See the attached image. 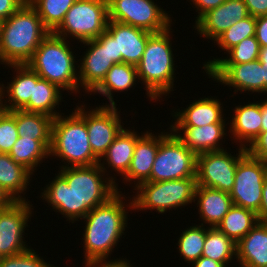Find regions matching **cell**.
<instances>
[{
	"label": "cell",
	"mask_w": 267,
	"mask_h": 267,
	"mask_svg": "<svg viewBox=\"0 0 267 267\" xmlns=\"http://www.w3.org/2000/svg\"><path fill=\"white\" fill-rule=\"evenodd\" d=\"M261 116H262L261 127H267V99H265L263 102L261 101Z\"/></svg>",
	"instance_id": "51"
},
{
	"label": "cell",
	"mask_w": 267,
	"mask_h": 267,
	"mask_svg": "<svg viewBox=\"0 0 267 267\" xmlns=\"http://www.w3.org/2000/svg\"><path fill=\"white\" fill-rule=\"evenodd\" d=\"M138 80L136 66L127 63L114 64L109 69L102 82L91 93L95 94L98 92L106 96L110 104L105 105L113 106L116 105L113 93L128 91Z\"/></svg>",
	"instance_id": "28"
},
{
	"label": "cell",
	"mask_w": 267,
	"mask_h": 267,
	"mask_svg": "<svg viewBox=\"0 0 267 267\" xmlns=\"http://www.w3.org/2000/svg\"><path fill=\"white\" fill-rule=\"evenodd\" d=\"M219 99L213 97L200 98L193 101L184 110L174 112L173 116L176 118L173 125L170 127H200L210 124H225L223 119V106H221Z\"/></svg>",
	"instance_id": "21"
},
{
	"label": "cell",
	"mask_w": 267,
	"mask_h": 267,
	"mask_svg": "<svg viewBox=\"0 0 267 267\" xmlns=\"http://www.w3.org/2000/svg\"><path fill=\"white\" fill-rule=\"evenodd\" d=\"M166 133V134H165ZM197 155L172 131L159 134V148L147 181L162 182L196 177Z\"/></svg>",
	"instance_id": "9"
},
{
	"label": "cell",
	"mask_w": 267,
	"mask_h": 267,
	"mask_svg": "<svg viewBox=\"0 0 267 267\" xmlns=\"http://www.w3.org/2000/svg\"><path fill=\"white\" fill-rule=\"evenodd\" d=\"M256 17L251 15L246 18L233 23L224 33H222L216 40V44L222 50L233 48L245 38L255 36Z\"/></svg>",
	"instance_id": "37"
},
{
	"label": "cell",
	"mask_w": 267,
	"mask_h": 267,
	"mask_svg": "<svg viewBox=\"0 0 267 267\" xmlns=\"http://www.w3.org/2000/svg\"><path fill=\"white\" fill-rule=\"evenodd\" d=\"M248 12L253 17L267 15V0H243Z\"/></svg>",
	"instance_id": "45"
},
{
	"label": "cell",
	"mask_w": 267,
	"mask_h": 267,
	"mask_svg": "<svg viewBox=\"0 0 267 267\" xmlns=\"http://www.w3.org/2000/svg\"><path fill=\"white\" fill-rule=\"evenodd\" d=\"M18 137L16 110L0 109V153L9 154Z\"/></svg>",
	"instance_id": "38"
},
{
	"label": "cell",
	"mask_w": 267,
	"mask_h": 267,
	"mask_svg": "<svg viewBox=\"0 0 267 267\" xmlns=\"http://www.w3.org/2000/svg\"><path fill=\"white\" fill-rule=\"evenodd\" d=\"M206 228L203 223L183 230L178 239L179 253L185 262L193 263L203 254Z\"/></svg>",
	"instance_id": "36"
},
{
	"label": "cell",
	"mask_w": 267,
	"mask_h": 267,
	"mask_svg": "<svg viewBox=\"0 0 267 267\" xmlns=\"http://www.w3.org/2000/svg\"><path fill=\"white\" fill-rule=\"evenodd\" d=\"M106 30L116 40L117 64L137 66L141 61L148 39L154 34L144 29L108 20Z\"/></svg>",
	"instance_id": "17"
},
{
	"label": "cell",
	"mask_w": 267,
	"mask_h": 267,
	"mask_svg": "<svg viewBox=\"0 0 267 267\" xmlns=\"http://www.w3.org/2000/svg\"><path fill=\"white\" fill-rule=\"evenodd\" d=\"M255 37L260 48L267 47V15L256 17Z\"/></svg>",
	"instance_id": "44"
},
{
	"label": "cell",
	"mask_w": 267,
	"mask_h": 267,
	"mask_svg": "<svg viewBox=\"0 0 267 267\" xmlns=\"http://www.w3.org/2000/svg\"><path fill=\"white\" fill-rule=\"evenodd\" d=\"M108 19L152 33L171 27L172 19L153 0H107Z\"/></svg>",
	"instance_id": "10"
},
{
	"label": "cell",
	"mask_w": 267,
	"mask_h": 267,
	"mask_svg": "<svg viewBox=\"0 0 267 267\" xmlns=\"http://www.w3.org/2000/svg\"><path fill=\"white\" fill-rule=\"evenodd\" d=\"M27 0H0V20H6L14 14Z\"/></svg>",
	"instance_id": "41"
},
{
	"label": "cell",
	"mask_w": 267,
	"mask_h": 267,
	"mask_svg": "<svg viewBox=\"0 0 267 267\" xmlns=\"http://www.w3.org/2000/svg\"><path fill=\"white\" fill-rule=\"evenodd\" d=\"M227 124H210L194 127H169L174 135L196 155L225 150L221 140L227 135L225 126ZM182 130V131H181ZM180 131V132H179ZM183 134H180L182 133ZM221 143V144H220Z\"/></svg>",
	"instance_id": "20"
},
{
	"label": "cell",
	"mask_w": 267,
	"mask_h": 267,
	"mask_svg": "<svg viewBox=\"0 0 267 267\" xmlns=\"http://www.w3.org/2000/svg\"><path fill=\"white\" fill-rule=\"evenodd\" d=\"M82 43L89 47L77 66L79 86L88 94L102 82L114 63L110 61L107 45H101L97 39Z\"/></svg>",
	"instance_id": "18"
},
{
	"label": "cell",
	"mask_w": 267,
	"mask_h": 267,
	"mask_svg": "<svg viewBox=\"0 0 267 267\" xmlns=\"http://www.w3.org/2000/svg\"><path fill=\"white\" fill-rule=\"evenodd\" d=\"M75 52L65 38L50 32L39 44L27 65L38 76L56 84L61 91L77 93L79 89L78 69ZM77 71V72H76Z\"/></svg>",
	"instance_id": "4"
},
{
	"label": "cell",
	"mask_w": 267,
	"mask_h": 267,
	"mask_svg": "<svg viewBox=\"0 0 267 267\" xmlns=\"http://www.w3.org/2000/svg\"><path fill=\"white\" fill-rule=\"evenodd\" d=\"M202 256L227 267L228 263H232L233 258H237L236 243L216 227H207Z\"/></svg>",
	"instance_id": "32"
},
{
	"label": "cell",
	"mask_w": 267,
	"mask_h": 267,
	"mask_svg": "<svg viewBox=\"0 0 267 267\" xmlns=\"http://www.w3.org/2000/svg\"><path fill=\"white\" fill-rule=\"evenodd\" d=\"M171 30L169 27L148 39L141 61L136 66L138 78L145 84L146 95L151 101H158L161 96L174 91L175 61L170 41Z\"/></svg>",
	"instance_id": "5"
},
{
	"label": "cell",
	"mask_w": 267,
	"mask_h": 267,
	"mask_svg": "<svg viewBox=\"0 0 267 267\" xmlns=\"http://www.w3.org/2000/svg\"><path fill=\"white\" fill-rule=\"evenodd\" d=\"M107 259H94V260H87L85 262V267H132L129 263V260L122 258L121 259H114L108 260Z\"/></svg>",
	"instance_id": "43"
},
{
	"label": "cell",
	"mask_w": 267,
	"mask_h": 267,
	"mask_svg": "<svg viewBox=\"0 0 267 267\" xmlns=\"http://www.w3.org/2000/svg\"><path fill=\"white\" fill-rule=\"evenodd\" d=\"M31 207L28 200L13 201L8 207L0 209V251L4 256L18 255L30 249L23 235L32 216Z\"/></svg>",
	"instance_id": "14"
},
{
	"label": "cell",
	"mask_w": 267,
	"mask_h": 267,
	"mask_svg": "<svg viewBox=\"0 0 267 267\" xmlns=\"http://www.w3.org/2000/svg\"><path fill=\"white\" fill-rule=\"evenodd\" d=\"M264 79V94H267V47L260 48L259 59Z\"/></svg>",
	"instance_id": "48"
},
{
	"label": "cell",
	"mask_w": 267,
	"mask_h": 267,
	"mask_svg": "<svg viewBox=\"0 0 267 267\" xmlns=\"http://www.w3.org/2000/svg\"><path fill=\"white\" fill-rule=\"evenodd\" d=\"M0 267H52V265L45 262L34 249L30 248L18 255L4 256L0 260Z\"/></svg>",
	"instance_id": "39"
},
{
	"label": "cell",
	"mask_w": 267,
	"mask_h": 267,
	"mask_svg": "<svg viewBox=\"0 0 267 267\" xmlns=\"http://www.w3.org/2000/svg\"><path fill=\"white\" fill-rule=\"evenodd\" d=\"M13 200L9 195L0 187V209L8 207Z\"/></svg>",
	"instance_id": "50"
},
{
	"label": "cell",
	"mask_w": 267,
	"mask_h": 267,
	"mask_svg": "<svg viewBox=\"0 0 267 267\" xmlns=\"http://www.w3.org/2000/svg\"><path fill=\"white\" fill-rule=\"evenodd\" d=\"M227 58H217L208 60L203 64V69L207 72L213 65H235L249 63L259 59L260 45L255 36L245 38L239 44L227 51Z\"/></svg>",
	"instance_id": "35"
},
{
	"label": "cell",
	"mask_w": 267,
	"mask_h": 267,
	"mask_svg": "<svg viewBox=\"0 0 267 267\" xmlns=\"http://www.w3.org/2000/svg\"><path fill=\"white\" fill-rule=\"evenodd\" d=\"M267 163L246 152L238 161L229 195L234 205L259 212Z\"/></svg>",
	"instance_id": "11"
},
{
	"label": "cell",
	"mask_w": 267,
	"mask_h": 267,
	"mask_svg": "<svg viewBox=\"0 0 267 267\" xmlns=\"http://www.w3.org/2000/svg\"><path fill=\"white\" fill-rule=\"evenodd\" d=\"M50 156L65 160L64 164L69 162L61 168L99 163L88 141L86 122L75 110L69 116L58 115L53 119Z\"/></svg>",
	"instance_id": "6"
},
{
	"label": "cell",
	"mask_w": 267,
	"mask_h": 267,
	"mask_svg": "<svg viewBox=\"0 0 267 267\" xmlns=\"http://www.w3.org/2000/svg\"><path fill=\"white\" fill-rule=\"evenodd\" d=\"M257 222L254 211L233 204L216 228L238 243Z\"/></svg>",
	"instance_id": "31"
},
{
	"label": "cell",
	"mask_w": 267,
	"mask_h": 267,
	"mask_svg": "<svg viewBox=\"0 0 267 267\" xmlns=\"http://www.w3.org/2000/svg\"><path fill=\"white\" fill-rule=\"evenodd\" d=\"M238 150L236 157L226 152V150L198 154L196 166L197 186L214 188L230 193L234 185L238 161L247 152L246 148L240 146Z\"/></svg>",
	"instance_id": "12"
},
{
	"label": "cell",
	"mask_w": 267,
	"mask_h": 267,
	"mask_svg": "<svg viewBox=\"0 0 267 267\" xmlns=\"http://www.w3.org/2000/svg\"><path fill=\"white\" fill-rule=\"evenodd\" d=\"M117 105H102L94 109L85 110V104L77 106L75 111L85 120L88 141L93 154L100 159L124 129L121 124L120 112ZM87 111V112H86ZM119 113V114H118Z\"/></svg>",
	"instance_id": "13"
},
{
	"label": "cell",
	"mask_w": 267,
	"mask_h": 267,
	"mask_svg": "<svg viewBox=\"0 0 267 267\" xmlns=\"http://www.w3.org/2000/svg\"><path fill=\"white\" fill-rule=\"evenodd\" d=\"M230 133L231 138L239 140L240 147L248 148L261 134L262 116L261 102L249 103L245 106L234 107ZM243 143V144H242ZM249 143V145H248ZM247 146V147H246Z\"/></svg>",
	"instance_id": "24"
},
{
	"label": "cell",
	"mask_w": 267,
	"mask_h": 267,
	"mask_svg": "<svg viewBox=\"0 0 267 267\" xmlns=\"http://www.w3.org/2000/svg\"><path fill=\"white\" fill-rule=\"evenodd\" d=\"M158 148L159 135H154L148 131L143 133L136 141L131 165L123 176L126 183L134 181V184L136 183L134 187H137L150 178Z\"/></svg>",
	"instance_id": "22"
},
{
	"label": "cell",
	"mask_w": 267,
	"mask_h": 267,
	"mask_svg": "<svg viewBox=\"0 0 267 267\" xmlns=\"http://www.w3.org/2000/svg\"><path fill=\"white\" fill-rule=\"evenodd\" d=\"M191 267H225L222 263L214 261L213 259L201 256L194 261Z\"/></svg>",
	"instance_id": "49"
},
{
	"label": "cell",
	"mask_w": 267,
	"mask_h": 267,
	"mask_svg": "<svg viewBox=\"0 0 267 267\" xmlns=\"http://www.w3.org/2000/svg\"><path fill=\"white\" fill-rule=\"evenodd\" d=\"M240 267H263L267 265V224L256 225L236 243Z\"/></svg>",
	"instance_id": "23"
},
{
	"label": "cell",
	"mask_w": 267,
	"mask_h": 267,
	"mask_svg": "<svg viewBox=\"0 0 267 267\" xmlns=\"http://www.w3.org/2000/svg\"><path fill=\"white\" fill-rule=\"evenodd\" d=\"M243 0H226L195 21V29L204 38L215 41L233 23L249 16Z\"/></svg>",
	"instance_id": "16"
},
{
	"label": "cell",
	"mask_w": 267,
	"mask_h": 267,
	"mask_svg": "<svg viewBox=\"0 0 267 267\" xmlns=\"http://www.w3.org/2000/svg\"><path fill=\"white\" fill-rule=\"evenodd\" d=\"M53 118L41 113L16 110L18 136L34 140H51Z\"/></svg>",
	"instance_id": "33"
},
{
	"label": "cell",
	"mask_w": 267,
	"mask_h": 267,
	"mask_svg": "<svg viewBox=\"0 0 267 267\" xmlns=\"http://www.w3.org/2000/svg\"><path fill=\"white\" fill-rule=\"evenodd\" d=\"M108 20L107 0H76L53 33L66 40L71 36L82 43L105 32Z\"/></svg>",
	"instance_id": "8"
},
{
	"label": "cell",
	"mask_w": 267,
	"mask_h": 267,
	"mask_svg": "<svg viewBox=\"0 0 267 267\" xmlns=\"http://www.w3.org/2000/svg\"><path fill=\"white\" fill-rule=\"evenodd\" d=\"M194 200H197L199 217L210 228L217 227L233 205L228 192L204 186L196 187Z\"/></svg>",
	"instance_id": "25"
},
{
	"label": "cell",
	"mask_w": 267,
	"mask_h": 267,
	"mask_svg": "<svg viewBox=\"0 0 267 267\" xmlns=\"http://www.w3.org/2000/svg\"><path fill=\"white\" fill-rule=\"evenodd\" d=\"M49 33L37 11L26 1L1 23L0 63L27 64L41 41Z\"/></svg>",
	"instance_id": "3"
},
{
	"label": "cell",
	"mask_w": 267,
	"mask_h": 267,
	"mask_svg": "<svg viewBox=\"0 0 267 267\" xmlns=\"http://www.w3.org/2000/svg\"><path fill=\"white\" fill-rule=\"evenodd\" d=\"M197 187L196 177H188L162 182L145 181L133 190L136 196L130 198L128 208L131 210H155L165 213L172 208H178L194 203Z\"/></svg>",
	"instance_id": "7"
},
{
	"label": "cell",
	"mask_w": 267,
	"mask_h": 267,
	"mask_svg": "<svg viewBox=\"0 0 267 267\" xmlns=\"http://www.w3.org/2000/svg\"><path fill=\"white\" fill-rule=\"evenodd\" d=\"M117 192L103 205L90 210L82 219L86 221L84 235L85 261L107 259L117 246L127 227V206L124 196Z\"/></svg>",
	"instance_id": "2"
},
{
	"label": "cell",
	"mask_w": 267,
	"mask_h": 267,
	"mask_svg": "<svg viewBox=\"0 0 267 267\" xmlns=\"http://www.w3.org/2000/svg\"><path fill=\"white\" fill-rule=\"evenodd\" d=\"M131 130L123 129L99 159L98 164L105 173L107 170L104 164L112 167L111 169L120 174L122 178L127 173L131 165L136 141L142 136V134L139 136L137 132ZM103 159L106 160V163L104 161L101 163Z\"/></svg>",
	"instance_id": "26"
},
{
	"label": "cell",
	"mask_w": 267,
	"mask_h": 267,
	"mask_svg": "<svg viewBox=\"0 0 267 267\" xmlns=\"http://www.w3.org/2000/svg\"><path fill=\"white\" fill-rule=\"evenodd\" d=\"M246 150L253 157L267 163V127H261V134Z\"/></svg>",
	"instance_id": "40"
},
{
	"label": "cell",
	"mask_w": 267,
	"mask_h": 267,
	"mask_svg": "<svg viewBox=\"0 0 267 267\" xmlns=\"http://www.w3.org/2000/svg\"><path fill=\"white\" fill-rule=\"evenodd\" d=\"M212 80L239 92L264 93L262 65L259 60L235 65H213L207 72Z\"/></svg>",
	"instance_id": "15"
},
{
	"label": "cell",
	"mask_w": 267,
	"mask_h": 267,
	"mask_svg": "<svg viewBox=\"0 0 267 267\" xmlns=\"http://www.w3.org/2000/svg\"><path fill=\"white\" fill-rule=\"evenodd\" d=\"M104 174L99 164L60 168L54 180L44 187L41 198L67 221L82 220L90 210L121 193L114 178Z\"/></svg>",
	"instance_id": "1"
},
{
	"label": "cell",
	"mask_w": 267,
	"mask_h": 267,
	"mask_svg": "<svg viewBox=\"0 0 267 267\" xmlns=\"http://www.w3.org/2000/svg\"><path fill=\"white\" fill-rule=\"evenodd\" d=\"M226 0H191L194 4V8H197L198 11L197 19L196 21L206 12L217 8L219 5H221Z\"/></svg>",
	"instance_id": "46"
},
{
	"label": "cell",
	"mask_w": 267,
	"mask_h": 267,
	"mask_svg": "<svg viewBox=\"0 0 267 267\" xmlns=\"http://www.w3.org/2000/svg\"><path fill=\"white\" fill-rule=\"evenodd\" d=\"M257 218L259 222L267 224V175L263 183L262 203L257 213Z\"/></svg>",
	"instance_id": "47"
},
{
	"label": "cell",
	"mask_w": 267,
	"mask_h": 267,
	"mask_svg": "<svg viewBox=\"0 0 267 267\" xmlns=\"http://www.w3.org/2000/svg\"><path fill=\"white\" fill-rule=\"evenodd\" d=\"M8 67L14 68L17 75L6 87L0 83V109L5 111L22 110L32 96L33 84H36L41 78L27 64L8 65ZM4 96H7L6 100L3 99Z\"/></svg>",
	"instance_id": "19"
},
{
	"label": "cell",
	"mask_w": 267,
	"mask_h": 267,
	"mask_svg": "<svg viewBox=\"0 0 267 267\" xmlns=\"http://www.w3.org/2000/svg\"><path fill=\"white\" fill-rule=\"evenodd\" d=\"M37 11L44 26L54 32L63 22L66 12L76 0H27Z\"/></svg>",
	"instance_id": "34"
},
{
	"label": "cell",
	"mask_w": 267,
	"mask_h": 267,
	"mask_svg": "<svg viewBox=\"0 0 267 267\" xmlns=\"http://www.w3.org/2000/svg\"><path fill=\"white\" fill-rule=\"evenodd\" d=\"M51 140L18 137L9 152L10 157L32 173L43 159L50 157ZM39 164V165H38Z\"/></svg>",
	"instance_id": "30"
},
{
	"label": "cell",
	"mask_w": 267,
	"mask_h": 267,
	"mask_svg": "<svg viewBox=\"0 0 267 267\" xmlns=\"http://www.w3.org/2000/svg\"><path fill=\"white\" fill-rule=\"evenodd\" d=\"M60 88L45 79H40L36 84H33L32 96L28 104L22 111L29 113H41L56 118L59 112V104L62 98ZM57 106V108H55Z\"/></svg>",
	"instance_id": "29"
},
{
	"label": "cell",
	"mask_w": 267,
	"mask_h": 267,
	"mask_svg": "<svg viewBox=\"0 0 267 267\" xmlns=\"http://www.w3.org/2000/svg\"><path fill=\"white\" fill-rule=\"evenodd\" d=\"M101 45H107V53L109 54L110 61L117 64V47L116 40L106 30L99 37L96 38Z\"/></svg>",
	"instance_id": "42"
},
{
	"label": "cell",
	"mask_w": 267,
	"mask_h": 267,
	"mask_svg": "<svg viewBox=\"0 0 267 267\" xmlns=\"http://www.w3.org/2000/svg\"><path fill=\"white\" fill-rule=\"evenodd\" d=\"M4 258V255L0 251V260Z\"/></svg>",
	"instance_id": "52"
},
{
	"label": "cell",
	"mask_w": 267,
	"mask_h": 267,
	"mask_svg": "<svg viewBox=\"0 0 267 267\" xmlns=\"http://www.w3.org/2000/svg\"><path fill=\"white\" fill-rule=\"evenodd\" d=\"M34 173L13 160L9 154L0 153V187L13 201H26L25 194Z\"/></svg>",
	"instance_id": "27"
}]
</instances>
